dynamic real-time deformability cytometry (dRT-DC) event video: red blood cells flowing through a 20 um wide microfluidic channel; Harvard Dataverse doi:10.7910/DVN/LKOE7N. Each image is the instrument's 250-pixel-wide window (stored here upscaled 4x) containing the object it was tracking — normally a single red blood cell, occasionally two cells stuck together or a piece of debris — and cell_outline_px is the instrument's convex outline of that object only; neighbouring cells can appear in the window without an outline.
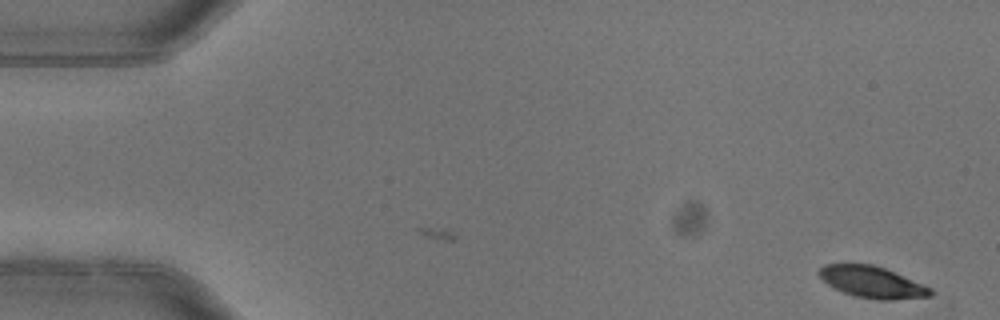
{"species": "common noctule bat (a hibernating species)", "species_latin": "Nyctalus noctula", "temperature_condition": "warm", "stored_images_in_passage": 5, "camera_frame_rate_fps": 3000, "um_per_image_px": 0.085, "animal": {"sex": "female"}, "frame": {"image": 1, "passage_image": 1, "time_ms": 0.0, "image_size_px": [1000, 320], "cell_outline_px": [[932, 296], [892, 300], [876, 300], [856, 296], [832, 288], [816, 272], [824, 264], [872, 264], [884, 268], [924, 284], [932, 288]], "centroid_in_image_um": [74.14, 23.98], "position_along_channel_um": 10.9, "area_um2": 20.46}}
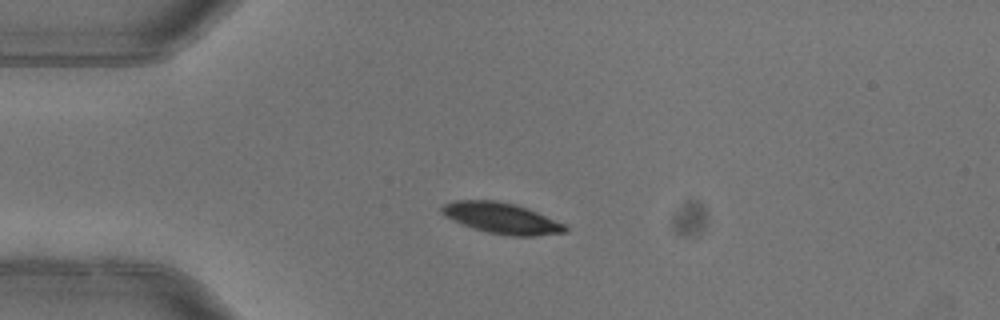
{"frame": {"image": 2, "passage_image": 4, "time_ms": 1.0, "image_size_px": [1000, 320], "cell_outline_px": [[568, 232], [532, 236], [512, 236], [488, 232], [472, 228], [460, 224], [444, 216], [440, 212], [440, 208], [444, 204], [456, 200], [496, 200], [516, 204], [528, 208], [564, 224], [568, 228]], "centroid_in_image_um": [42.61, 18.54], "position_along_channel_um": 42.4, "area_um2": 22.31}}